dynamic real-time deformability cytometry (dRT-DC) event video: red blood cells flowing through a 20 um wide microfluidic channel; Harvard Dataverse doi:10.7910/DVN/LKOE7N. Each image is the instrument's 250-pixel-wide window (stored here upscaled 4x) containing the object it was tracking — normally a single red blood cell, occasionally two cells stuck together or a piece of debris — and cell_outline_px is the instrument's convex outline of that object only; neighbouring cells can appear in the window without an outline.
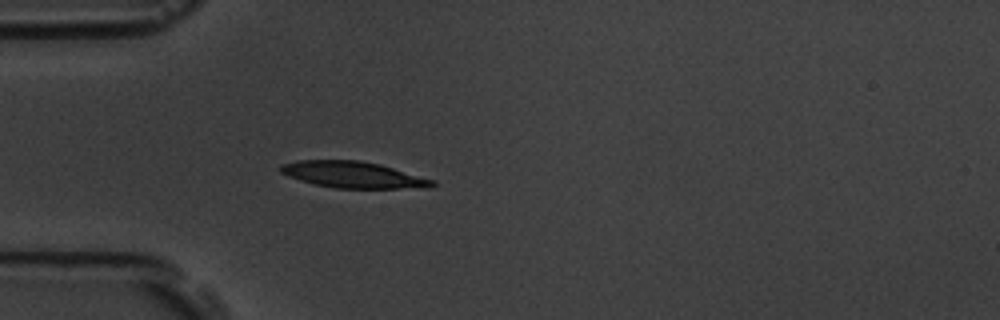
{"species": "common noctule bat (a hibernating species)", "species_latin": "Nyctalus noctula", "temperature_condition": "room temperature", "stored_images_in_passage": 5, "camera_frame_rate_fps": 3000, "um_per_image_px": 0.085, "animal": {"sex": "male", "body_mass_g": 19.5, "forearm_length_mm": 54.6}, "frame": {"image": 1, "passage_image": 5, "time_ms": 4.667, "image_size_px": [1000, 320], "cell_outline_px": [[436, 184], [432, 188], [336, 188], [316, 184], [300, 180], [288, 176], [280, 172], [280, 164], [296, 160], [360, 160], [380, 164], [436, 180]], "centroid_in_image_um": [30.05, 14.85], "position_along_channel_um": 54.9, "area_um2": 23.47}}